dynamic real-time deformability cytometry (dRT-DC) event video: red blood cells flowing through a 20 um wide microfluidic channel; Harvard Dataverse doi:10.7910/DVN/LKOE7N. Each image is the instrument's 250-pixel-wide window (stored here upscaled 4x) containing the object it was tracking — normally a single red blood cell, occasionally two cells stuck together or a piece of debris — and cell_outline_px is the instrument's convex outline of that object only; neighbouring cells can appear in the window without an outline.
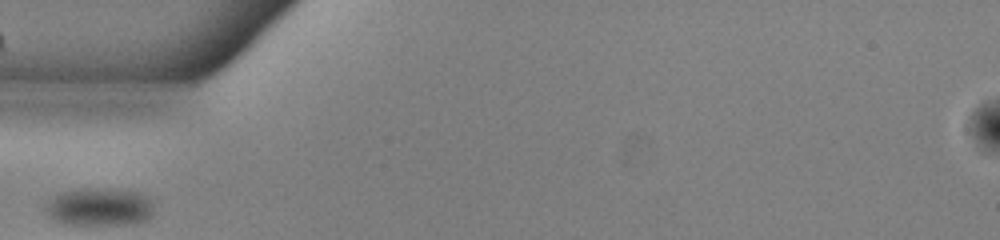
{"species": "common noctule bat (a hibernating species)", "species_latin": "Nyctalus noctula", "temperature_condition": "warm", "stored_images_in_passage": 25, "camera_frame_rate_fps": 3000, "um_per_image_px": 0.085, "animal": {"sex": "male", "body_mass_g": 13.0, "forearm_length_mm": 53.1}, "frame": {"image": 1, "passage_image": 1, "time_ms": 0.0, "image_size_px": [1000, 240], "cell_outline_px": [[152, 216], [148, 220], [136, 224], [64, 224], [48, 216], [44, 208], [48, 200], [52, 196], [60, 192], [80, 188], [100, 188], [136, 192], [152, 196]], "centroid_in_image_um": [8.46, 17.58], "position_along_channel_um": 76.5, "area_um2": 24.33}}
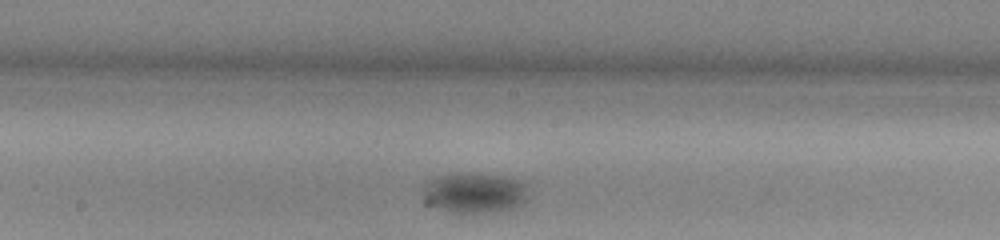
{"frame": {"image": 2, "passage_image": 11, "time_ms": 3.333, "image_size_px": [1000, 240], "cell_outline_px": [[524, 200], [512, 208], [484, 212], [448, 212], [432, 204], [424, 192], [424, 184], [440, 176], [456, 172], [460, 172], [504, 176], [516, 180], [524, 184]], "centroid_in_image_um": [40.3, 16.36], "position_along_channel_um": 207.9, "area_um2": 23.64}}
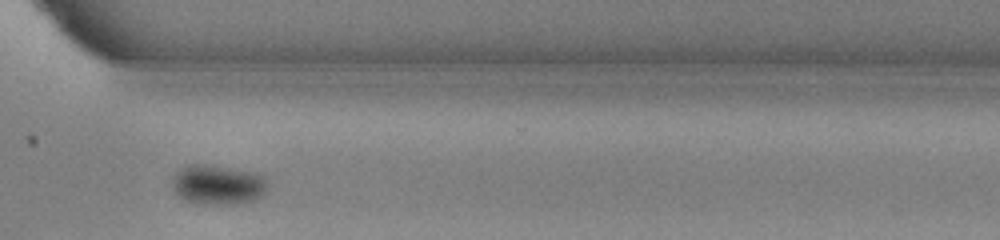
{"frame": {"image": 3, "passage_image": 22, "time_ms": 7.0, "image_size_px": [1000, 240], "cell_outline_px": [[264, 192], [260, 196], [252, 200], [228, 204], [204, 204], [188, 200], [180, 196], [172, 188], [172, 176], [180, 168], [188, 164], [212, 164], [256, 172], [264, 176]], "centroid_in_image_um": [18.46, 15.65], "position_along_channel_um": 352.1, "area_um2": 21.91}}